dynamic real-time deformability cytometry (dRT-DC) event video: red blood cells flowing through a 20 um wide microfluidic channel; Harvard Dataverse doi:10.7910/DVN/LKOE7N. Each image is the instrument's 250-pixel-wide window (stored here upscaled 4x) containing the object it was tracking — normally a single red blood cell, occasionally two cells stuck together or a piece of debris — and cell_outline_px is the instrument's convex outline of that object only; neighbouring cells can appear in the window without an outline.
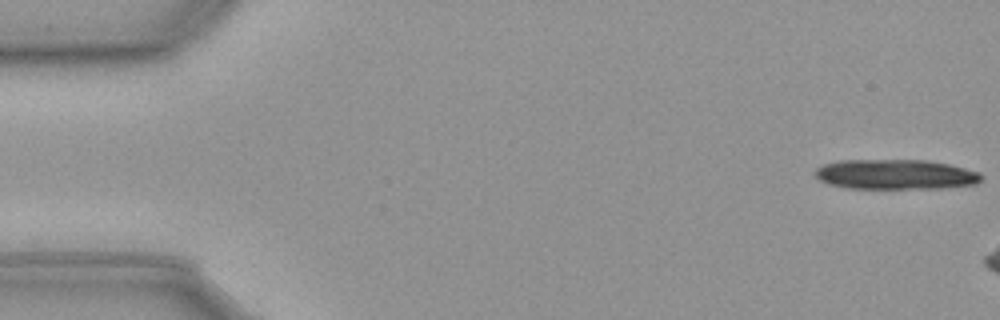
{"species": "common noctule bat (a hibernating species)", "species_latin": "Nyctalus noctula", "temperature_condition": "cold", "stored_images_in_passage": 15, "camera_frame_rate_fps": 3000, "um_per_image_px": 0.085, "animal": {"sex": "male", "body_mass_g": 23.1, "forearm_length_mm": 52.7}, "frame": {"image": 1, "passage_image": 1, "time_ms": 0.0, "image_size_px": [1000, 320], "cell_outline_px": [[984, 176], [976, 184], [944, 188], [848, 188], [828, 184], [820, 180], [812, 172], [816, 168], [824, 164], [840, 160], [924, 160], [948, 164], [980, 172]], "centroid_in_image_um": [76.11, 14.82], "position_along_channel_um": 8.9, "area_um2": 29.07}}